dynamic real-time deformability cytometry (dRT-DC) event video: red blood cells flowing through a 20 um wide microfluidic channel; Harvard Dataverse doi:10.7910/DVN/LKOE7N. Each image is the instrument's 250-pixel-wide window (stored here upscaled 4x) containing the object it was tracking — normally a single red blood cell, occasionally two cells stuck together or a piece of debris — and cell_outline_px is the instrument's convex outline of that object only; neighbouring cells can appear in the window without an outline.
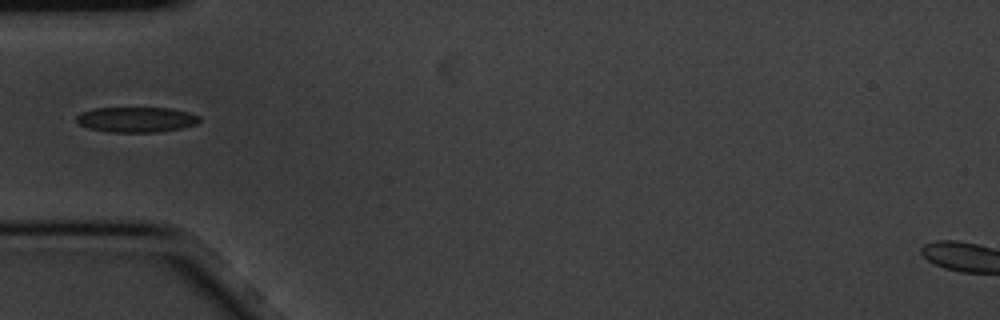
{"species": "common noctule bat (a hibernating species)", "species_latin": "Nyctalus noctula", "temperature_condition": "cold", "stored_images_in_passage": 5, "camera_frame_rate_fps": 3000, "um_per_image_px": 0.085, "animal": {"sex": "male", "body_mass_g": 20.1, "forearm_length_mm": 53.5}, "frame": {"image": 1, "passage_image": 2, "time_ms": 0.333, "image_size_px": [1000, 320], "cell_outline_px": [[200, 120], [196, 124], [180, 128], [156, 132], [108, 132], [88, 128], [80, 124], [76, 120], [76, 116], [80, 112], [96, 108], [172, 108], [188, 112], [200, 116]], "centroid_in_image_um": [11.58, 10.16], "position_along_channel_um": 73.4, "area_um2": 18.09}}
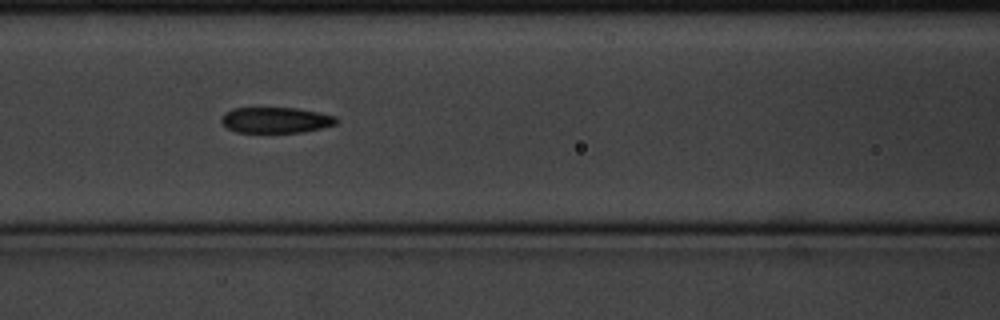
{"frame": {"image": 2, "passage_image": 4, "time_ms": 1.0, "image_size_px": [1000, 320], "cell_outline_px": [[336, 124], [320, 128], [300, 132], [236, 132], [228, 128], [220, 120], [224, 112], [232, 108], [296, 108], [320, 112], [336, 116]], "centroid_in_image_um": [23.42, 10.19], "position_along_channel_um": 143.2, "area_um2": 17.17}}
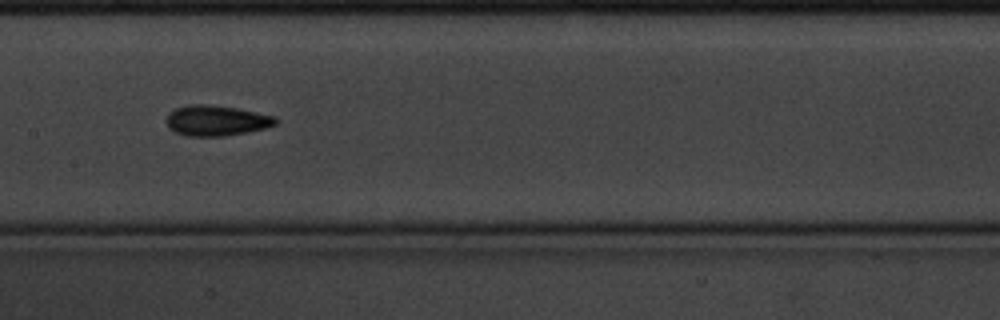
{"frame": {"image": 3, "passage_image": 5, "time_ms": 1.333, "image_size_px": [1000, 320], "cell_outline_px": [[280, 120], [276, 124], [264, 128], [224, 136], [188, 136], [176, 132], [168, 128], [164, 120], [168, 112], [176, 108], [188, 104], [208, 104], [236, 108], [276, 116]], "centroid_in_image_um": [18.35, 10.23], "position_along_channel_um": 189.1, "area_um2": 19.54}}